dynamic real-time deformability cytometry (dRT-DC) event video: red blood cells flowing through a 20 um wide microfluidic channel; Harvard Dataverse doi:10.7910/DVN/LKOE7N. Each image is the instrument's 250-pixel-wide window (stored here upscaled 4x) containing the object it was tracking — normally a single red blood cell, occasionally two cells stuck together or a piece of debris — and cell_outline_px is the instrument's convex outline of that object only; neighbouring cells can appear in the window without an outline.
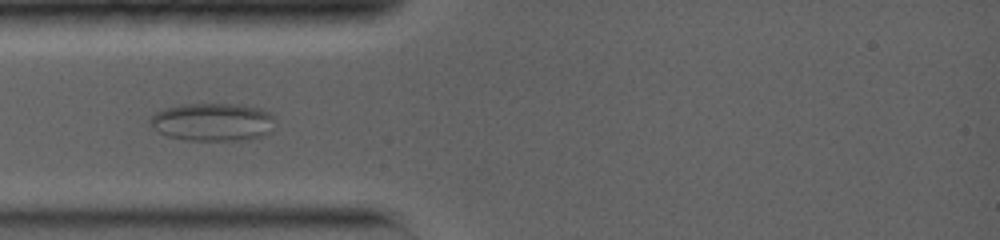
{"species": "common noctule bat (a hibernating species)", "species_latin": "Nyctalus noctula", "temperature_condition": "warm", "stored_images_in_passage": 6, "camera_frame_rate_fps": 5000, "um_per_image_px": 0.085, "animal": {"sex": "female", "body_mass_g": 19.0, "forearm_length_mm": 56.7}, "frame": {"image": 1, "passage_image": 5, "time_ms": 3.6, "image_size_px": [1000, 240], "cell_outline_px": [[272, 132], [260, 136], [240, 140], [184, 140], [168, 136], [152, 128], [148, 124], [148, 120], [156, 112], [164, 108], [180, 104], [236, 104], [256, 108], [268, 112], [272, 116]], "centroid_in_image_um": [18.0, 10.37], "position_along_channel_um": 67.0, "area_um2": 27.51}}